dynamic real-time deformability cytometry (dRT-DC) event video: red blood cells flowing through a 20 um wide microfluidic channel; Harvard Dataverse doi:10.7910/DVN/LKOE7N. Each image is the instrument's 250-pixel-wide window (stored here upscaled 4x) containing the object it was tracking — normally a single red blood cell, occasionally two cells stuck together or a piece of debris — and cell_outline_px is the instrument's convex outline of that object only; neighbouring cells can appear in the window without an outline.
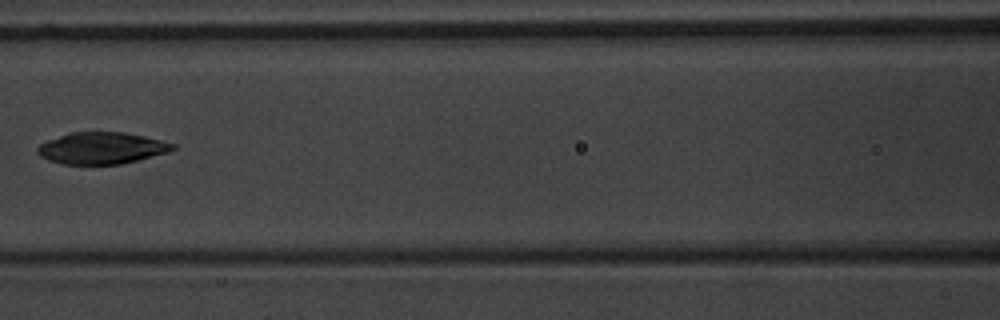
{"species": "common noctule bat (a hibernating species)", "species_latin": "Nyctalus noctula", "temperature_condition": "warm", "stored_images_in_passage": 8, "camera_frame_rate_fps": 3000, "um_per_image_px": 0.085, "animal": {"sex": "male", "body_mass_g": 20.1, "forearm_length_mm": 53.5}, "frame": {"image": 1, "passage_image": 8, "time_ms": 8.333, "image_size_px": [1000, 320], "cell_outline_px": [[176, 148], [168, 152], [120, 164], [64, 164], [48, 160], [40, 156], [36, 152], [36, 148], [40, 144], [48, 140], [72, 132], [124, 132], [144, 136], [176, 144]], "centroid_in_image_um": [8.63, 12.59], "position_along_channel_um": 158.0, "area_um2": 24.8}}